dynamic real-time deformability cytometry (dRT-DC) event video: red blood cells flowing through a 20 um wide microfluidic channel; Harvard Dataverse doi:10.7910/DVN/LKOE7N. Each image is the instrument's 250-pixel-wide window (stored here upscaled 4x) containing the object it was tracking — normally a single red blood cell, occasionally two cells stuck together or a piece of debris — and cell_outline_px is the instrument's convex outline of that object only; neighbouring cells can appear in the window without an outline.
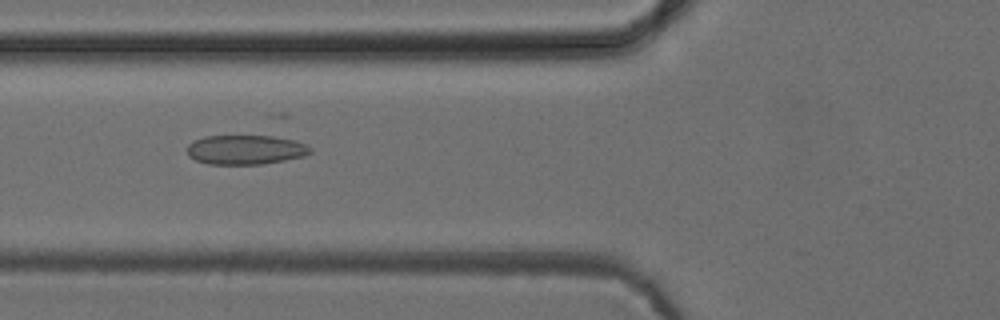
{"species": "common noctule bat (a hibernating species)", "species_latin": "Nyctalus noctula", "temperature_condition": "cold", "stored_images_in_passage": 34, "camera_frame_rate_fps": 3000, "um_per_image_px": 0.085, "animal": {"sex": "female", "body_mass_g": 24.6, "forearm_length_mm": 56.2}, "frame": {"image": 1, "passage_image": 4, "time_ms": 1.0, "image_size_px": [1000, 320], "cell_outline_px": [[312, 152], [304, 156], [264, 164], [208, 164], [196, 160], [188, 156], [188, 144], [204, 136], [272, 136], [292, 140], [304, 144], [312, 148]], "centroid_in_image_um": [20.87, 12.73], "position_along_channel_um": 104.9, "area_um2": 20.98}}
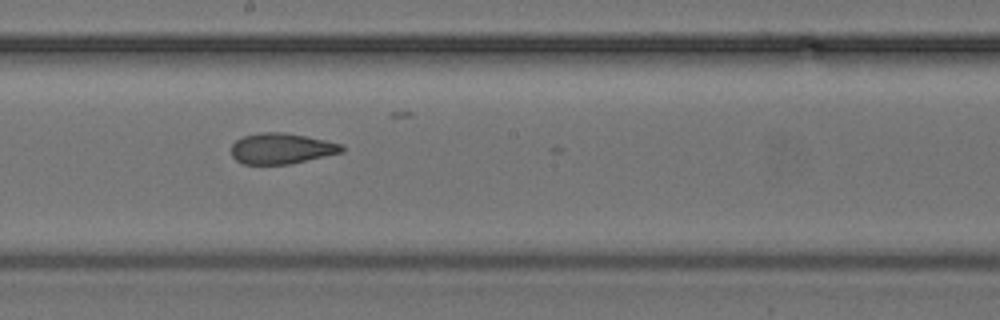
{"frame": {"image": 2, "passage_image": 13, "time_ms": 4.0, "image_size_px": [1000, 320], "cell_outline_px": [[344, 152], [288, 164], [244, 164], [236, 160], [232, 156], [232, 144], [236, 140], [244, 136], [260, 132], [284, 132], [344, 144]], "centroid_in_image_um": [23.93, 12.62], "position_along_channel_um": 224.3, "area_um2": 19.71}}
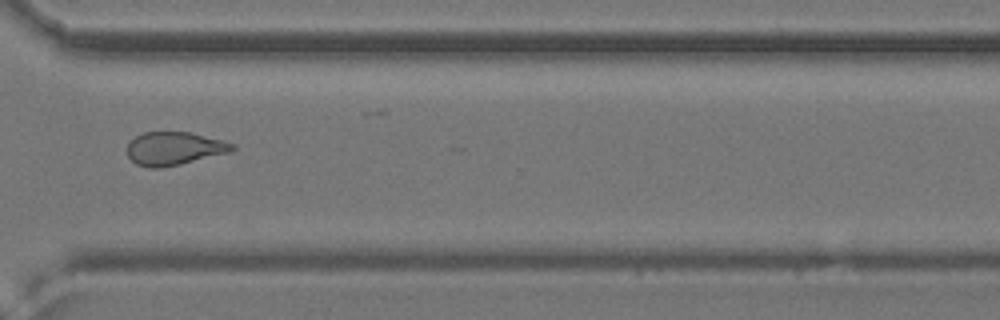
{"frame": {"image": 3, "passage_image": 23, "time_ms": 7.333, "image_size_px": [1000, 320], "cell_outline_px": [[236, 148], [228, 152], [180, 164], [160, 168], [148, 168], [136, 164], [128, 156], [128, 144], [136, 136], [144, 132], [188, 132], [236, 144]], "centroid_in_image_um": [14.78, 12.63], "position_along_channel_um": 355.8, "area_um2": 20.0}, "authors_computed_cell_mechanics": {"area_um2": 20.3167, "velocity_mm_per_s": 3.9566, "shape_relaxation_time_tau1_ms": null, "shape_relaxation_time_tau2_ms": 2.5747, "deformation_change_tau1": null, "deformation_change_tau2": 0.0959}}